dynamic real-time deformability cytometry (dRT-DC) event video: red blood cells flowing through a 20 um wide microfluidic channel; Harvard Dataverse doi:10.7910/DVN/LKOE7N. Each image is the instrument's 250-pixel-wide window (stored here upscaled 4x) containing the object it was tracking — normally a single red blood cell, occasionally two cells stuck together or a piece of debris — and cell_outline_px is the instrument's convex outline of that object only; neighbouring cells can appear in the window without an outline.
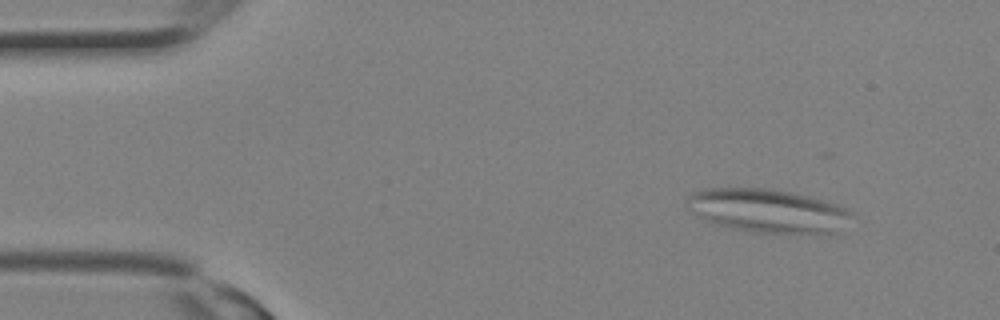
{"species": "Egyptian fruit bat (a non-hibernating species)", "species_latin": "Rousettus aegyptiacus", "temperature_condition": "room temperature", "stored_images_in_passage": 12, "camera_frame_rate_fps": 3000, "um_per_image_px": 0.085, "animal": {"sex": "female"}, "frame": {"image": 1, "passage_image": 3, "time_ms": 0.667, "image_size_px": [1000, 320], "cell_outline_px": [[852, 212], [840, 232], [752, 232], [732, 228], [708, 220], [692, 212], [688, 208], [688, 196], [692, 192], [704, 188], [764, 188], [792, 192], [808, 196], [836, 204], [848, 208]], "centroid_in_image_um": [65.25, 17.89], "position_along_channel_um": 19.8, "area_um2": 41.04}}
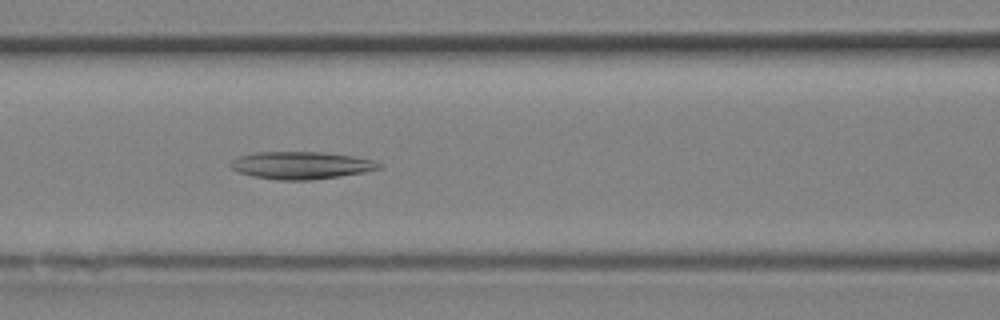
{"frame": {"image": 2, "passage_image": 12, "time_ms": 3.667, "image_size_px": [1000, 320], "cell_outline_px": [[384, 164], [380, 168], [364, 172], [340, 176], [312, 180], [280, 180], [252, 176], [240, 172], [232, 168], [228, 164], [236, 156], [252, 152], [320, 152], [352, 156], [372, 160]], "centroid_in_image_um": [25.56, 14.05], "position_along_channel_um": 141.0, "area_um2": 23.76}}